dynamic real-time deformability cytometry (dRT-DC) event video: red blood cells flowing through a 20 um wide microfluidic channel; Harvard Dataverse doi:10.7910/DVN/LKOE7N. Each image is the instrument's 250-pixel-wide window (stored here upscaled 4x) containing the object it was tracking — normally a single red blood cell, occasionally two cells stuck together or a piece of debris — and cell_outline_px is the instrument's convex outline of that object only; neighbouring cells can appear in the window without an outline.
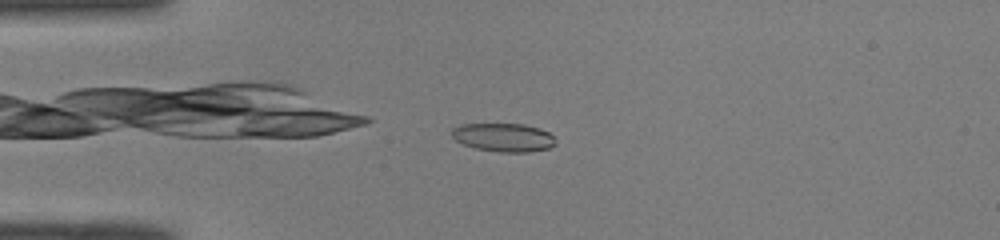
{"species": "common noctule bat (a hibernating species)", "species_latin": "Nyctalus noctula", "temperature_condition": "room temperature", "stored_images_in_passage": 39, "camera_frame_rate_fps": 3000, "um_per_image_px": 0.085, "animal": {"sex": "male", "body_mass_g": 19.0, "forearm_length_mm": 50.8}, "frame": {"image": 1, "passage_image": 2, "time_ms": 0.333, "image_size_px": [1000, 240], "cell_outline_px": [[556, 144], [548, 148], [528, 152], [500, 152], [476, 148], [464, 144], [456, 140], [448, 132], [452, 128], [460, 124], [524, 124], [540, 128], [548, 132], [556, 140]], "centroid_in_image_um": [42.78, 11.67], "position_along_channel_um": 42.2, "area_um2": 17.28}}
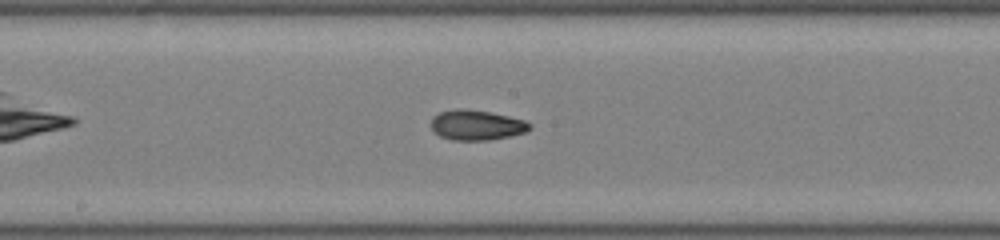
{"frame": {"image": 2, "passage_image": 16, "time_ms": 5.0, "image_size_px": [1000, 240], "cell_outline_px": [[532, 128], [528, 132], [488, 140], [452, 140], [440, 136], [432, 128], [432, 116], [440, 112], [488, 112], [508, 116], [524, 120], [532, 124]], "centroid_in_image_um": [40.59, 10.69], "position_along_channel_um": 207.6, "area_um2": 16.47}}
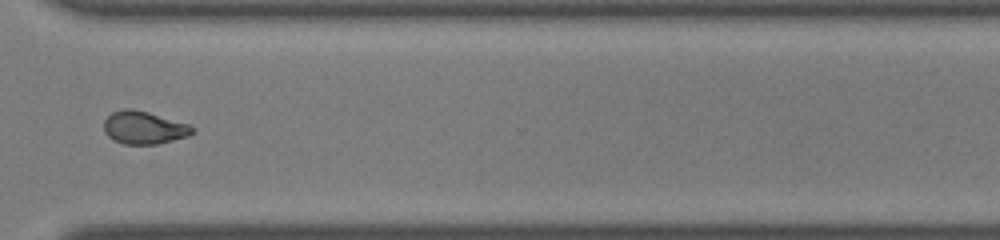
{"frame": {"image": 3, "passage_image": 27, "time_ms": 8.667, "image_size_px": [1000, 240], "cell_outline_px": [[196, 128], [188, 136], [156, 144], [124, 144], [112, 140], [104, 132], [104, 120], [112, 112], [124, 108], [132, 108], [148, 112], [188, 124]], "centroid_in_image_um": [12.2, 10.84], "position_along_channel_um": 358.4, "area_um2": 16.88}, "authors_computed_cell_mechanics": {"area_um2": 16.9354, "velocity_mm_per_s": 4.0943, "shape_relaxation_time_tau1_ms": null, "shape_relaxation_time_tau2_ms": 2.0259, "deformation_change_tau1": null, "deformation_change_tau2": 0.0744}}